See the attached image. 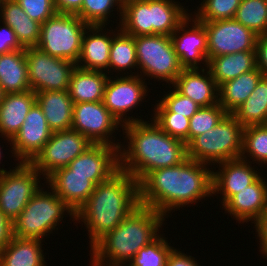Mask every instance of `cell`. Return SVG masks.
I'll use <instances>...</instances> for the list:
<instances>
[{
  "label": "cell",
  "mask_w": 267,
  "mask_h": 266,
  "mask_svg": "<svg viewBox=\"0 0 267 266\" xmlns=\"http://www.w3.org/2000/svg\"><path fill=\"white\" fill-rule=\"evenodd\" d=\"M209 166L187 158L176 166L149 172L139 182L140 205L150 207L168 219L175 209L213 197V170Z\"/></svg>",
  "instance_id": "1"
},
{
  "label": "cell",
  "mask_w": 267,
  "mask_h": 266,
  "mask_svg": "<svg viewBox=\"0 0 267 266\" xmlns=\"http://www.w3.org/2000/svg\"><path fill=\"white\" fill-rule=\"evenodd\" d=\"M150 119L121 127L127 144L120 145L119 166L138 182L153 170L176 166L188 158L187 145Z\"/></svg>",
  "instance_id": "2"
},
{
  "label": "cell",
  "mask_w": 267,
  "mask_h": 266,
  "mask_svg": "<svg viewBox=\"0 0 267 266\" xmlns=\"http://www.w3.org/2000/svg\"><path fill=\"white\" fill-rule=\"evenodd\" d=\"M139 205V182L119 169L95 186L88 200L75 212V221L85 225L92 247Z\"/></svg>",
  "instance_id": "3"
},
{
  "label": "cell",
  "mask_w": 267,
  "mask_h": 266,
  "mask_svg": "<svg viewBox=\"0 0 267 266\" xmlns=\"http://www.w3.org/2000/svg\"><path fill=\"white\" fill-rule=\"evenodd\" d=\"M165 219L156 210L139 205L90 248V263H129L141 248L160 235Z\"/></svg>",
  "instance_id": "4"
},
{
  "label": "cell",
  "mask_w": 267,
  "mask_h": 266,
  "mask_svg": "<svg viewBox=\"0 0 267 266\" xmlns=\"http://www.w3.org/2000/svg\"><path fill=\"white\" fill-rule=\"evenodd\" d=\"M51 191V192H50ZM42 187L29 200L20 215L13 221V235L20 238L44 240L53 230H58L64 214L75 221L72 210L56 193ZM49 233V234H48Z\"/></svg>",
  "instance_id": "5"
},
{
  "label": "cell",
  "mask_w": 267,
  "mask_h": 266,
  "mask_svg": "<svg viewBox=\"0 0 267 266\" xmlns=\"http://www.w3.org/2000/svg\"><path fill=\"white\" fill-rule=\"evenodd\" d=\"M244 127L227 113L217 125L187 145V157L208 165L240 158Z\"/></svg>",
  "instance_id": "6"
},
{
  "label": "cell",
  "mask_w": 267,
  "mask_h": 266,
  "mask_svg": "<svg viewBox=\"0 0 267 266\" xmlns=\"http://www.w3.org/2000/svg\"><path fill=\"white\" fill-rule=\"evenodd\" d=\"M138 71L144 76L165 81L172 85L183 71L170 36L145 35L135 36ZM140 69V70H139Z\"/></svg>",
  "instance_id": "7"
},
{
  "label": "cell",
  "mask_w": 267,
  "mask_h": 266,
  "mask_svg": "<svg viewBox=\"0 0 267 266\" xmlns=\"http://www.w3.org/2000/svg\"><path fill=\"white\" fill-rule=\"evenodd\" d=\"M88 26L77 15L57 13L41 24L36 47L52 57L70 60L76 64Z\"/></svg>",
  "instance_id": "8"
},
{
  "label": "cell",
  "mask_w": 267,
  "mask_h": 266,
  "mask_svg": "<svg viewBox=\"0 0 267 266\" xmlns=\"http://www.w3.org/2000/svg\"><path fill=\"white\" fill-rule=\"evenodd\" d=\"M40 178L41 174L26 162H18L0 174V210L12 222L42 187Z\"/></svg>",
  "instance_id": "9"
},
{
  "label": "cell",
  "mask_w": 267,
  "mask_h": 266,
  "mask_svg": "<svg viewBox=\"0 0 267 266\" xmlns=\"http://www.w3.org/2000/svg\"><path fill=\"white\" fill-rule=\"evenodd\" d=\"M93 143L74 129L53 132L49 141L29 162L46 179L60 168L68 166Z\"/></svg>",
  "instance_id": "10"
},
{
  "label": "cell",
  "mask_w": 267,
  "mask_h": 266,
  "mask_svg": "<svg viewBox=\"0 0 267 266\" xmlns=\"http://www.w3.org/2000/svg\"><path fill=\"white\" fill-rule=\"evenodd\" d=\"M27 72L33 92L68 90L76 64L52 57L37 47L25 48Z\"/></svg>",
  "instance_id": "11"
},
{
  "label": "cell",
  "mask_w": 267,
  "mask_h": 266,
  "mask_svg": "<svg viewBox=\"0 0 267 266\" xmlns=\"http://www.w3.org/2000/svg\"><path fill=\"white\" fill-rule=\"evenodd\" d=\"M146 83L145 79L139 75L119 77L117 75L114 78L109 76L105 85L103 103L122 126L144 121L141 117L135 118L134 116L133 118V115L130 117L127 114L138 108L141 102H146L143 101L149 92Z\"/></svg>",
  "instance_id": "12"
},
{
  "label": "cell",
  "mask_w": 267,
  "mask_h": 266,
  "mask_svg": "<svg viewBox=\"0 0 267 266\" xmlns=\"http://www.w3.org/2000/svg\"><path fill=\"white\" fill-rule=\"evenodd\" d=\"M120 126L122 127L120 122L110 113L103 101L74 103L72 129L84 135L93 144L120 148L122 142L114 140L112 135Z\"/></svg>",
  "instance_id": "13"
},
{
  "label": "cell",
  "mask_w": 267,
  "mask_h": 266,
  "mask_svg": "<svg viewBox=\"0 0 267 266\" xmlns=\"http://www.w3.org/2000/svg\"><path fill=\"white\" fill-rule=\"evenodd\" d=\"M207 59L242 51H255L256 35L235 19L204 21Z\"/></svg>",
  "instance_id": "14"
},
{
  "label": "cell",
  "mask_w": 267,
  "mask_h": 266,
  "mask_svg": "<svg viewBox=\"0 0 267 266\" xmlns=\"http://www.w3.org/2000/svg\"><path fill=\"white\" fill-rule=\"evenodd\" d=\"M192 14L191 12L170 36L175 53L184 69L205 68L208 63L207 32L204 24Z\"/></svg>",
  "instance_id": "15"
},
{
  "label": "cell",
  "mask_w": 267,
  "mask_h": 266,
  "mask_svg": "<svg viewBox=\"0 0 267 266\" xmlns=\"http://www.w3.org/2000/svg\"><path fill=\"white\" fill-rule=\"evenodd\" d=\"M52 133L36 102L26 115L19 132L11 140V156L16 158L15 161L29 163L49 141Z\"/></svg>",
  "instance_id": "16"
},
{
  "label": "cell",
  "mask_w": 267,
  "mask_h": 266,
  "mask_svg": "<svg viewBox=\"0 0 267 266\" xmlns=\"http://www.w3.org/2000/svg\"><path fill=\"white\" fill-rule=\"evenodd\" d=\"M67 167L68 174L89 176V180L97 185L120 169L119 148L107 144H93Z\"/></svg>",
  "instance_id": "17"
},
{
  "label": "cell",
  "mask_w": 267,
  "mask_h": 266,
  "mask_svg": "<svg viewBox=\"0 0 267 266\" xmlns=\"http://www.w3.org/2000/svg\"><path fill=\"white\" fill-rule=\"evenodd\" d=\"M242 158L223 161L212 171L213 195L221 194L223 206L233 195L251 185L263 172ZM219 165V166H218Z\"/></svg>",
  "instance_id": "18"
},
{
  "label": "cell",
  "mask_w": 267,
  "mask_h": 266,
  "mask_svg": "<svg viewBox=\"0 0 267 266\" xmlns=\"http://www.w3.org/2000/svg\"><path fill=\"white\" fill-rule=\"evenodd\" d=\"M261 174L251 185L233 195L222 210L238 223L253 224L267 210V180Z\"/></svg>",
  "instance_id": "19"
},
{
  "label": "cell",
  "mask_w": 267,
  "mask_h": 266,
  "mask_svg": "<svg viewBox=\"0 0 267 266\" xmlns=\"http://www.w3.org/2000/svg\"><path fill=\"white\" fill-rule=\"evenodd\" d=\"M111 31L103 25L87 27L82 38L81 52L76 63L77 67L109 73V54L112 42Z\"/></svg>",
  "instance_id": "20"
},
{
  "label": "cell",
  "mask_w": 267,
  "mask_h": 266,
  "mask_svg": "<svg viewBox=\"0 0 267 266\" xmlns=\"http://www.w3.org/2000/svg\"><path fill=\"white\" fill-rule=\"evenodd\" d=\"M172 86L201 107L219 103V87L207 67L183 69Z\"/></svg>",
  "instance_id": "21"
},
{
  "label": "cell",
  "mask_w": 267,
  "mask_h": 266,
  "mask_svg": "<svg viewBox=\"0 0 267 266\" xmlns=\"http://www.w3.org/2000/svg\"><path fill=\"white\" fill-rule=\"evenodd\" d=\"M45 180L46 187L52 189L75 212L88 200L96 186L89 176L68 174L67 166L56 170Z\"/></svg>",
  "instance_id": "22"
},
{
  "label": "cell",
  "mask_w": 267,
  "mask_h": 266,
  "mask_svg": "<svg viewBox=\"0 0 267 266\" xmlns=\"http://www.w3.org/2000/svg\"><path fill=\"white\" fill-rule=\"evenodd\" d=\"M35 103L36 93L32 90L4 95L0 103V136L9 144L19 132L26 115Z\"/></svg>",
  "instance_id": "23"
},
{
  "label": "cell",
  "mask_w": 267,
  "mask_h": 266,
  "mask_svg": "<svg viewBox=\"0 0 267 266\" xmlns=\"http://www.w3.org/2000/svg\"><path fill=\"white\" fill-rule=\"evenodd\" d=\"M36 102L41 107L52 132L72 128L74 103L68 90L36 92Z\"/></svg>",
  "instance_id": "24"
},
{
  "label": "cell",
  "mask_w": 267,
  "mask_h": 266,
  "mask_svg": "<svg viewBox=\"0 0 267 266\" xmlns=\"http://www.w3.org/2000/svg\"><path fill=\"white\" fill-rule=\"evenodd\" d=\"M0 23L13 29L23 48L36 47L40 38L41 24L31 19L16 0H1Z\"/></svg>",
  "instance_id": "25"
},
{
  "label": "cell",
  "mask_w": 267,
  "mask_h": 266,
  "mask_svg": "<svg viewBox=\"0 0 267 266\" xmlns=\"http://www.w3.org/2000/svg\"><path fill=\"white\" fill-rule=\"evenodd\" d=\"M102 71L75 67L69 83V95L73 103L101 102L109 76Z\"/></svg>",
  "instance_id": "26"
},
{
  "label": "cell",
  "mask_w": 267,
  "mask_h": 266,
  "mask_svg": "<svg viewBox=\"0 0 267 266\" xmlns=\"http://www.w3.org/2000/svg\"><path fill=\"white\" fill-rule=\"evenodd\" d=\"M256 51H242L208 60L207 68L218 87L256 68Z\"/></svg>",
  "instance_id": "27"
},
{
  "label": "cell",
  "mask_w": 267,
  "mask_h": 266,
  "mask_svg": "<svg viewBox=\"0 0 267 266\" xmlns=\"http://www.w3.org/2000/svg\"><path fill=\"white\" fill-rule=\"evenodd\" d=\"M0 86L5 94L31 90L25 48L0 55Z\"/></svg>",
  "instance_id": "28"
},
{
  "label": "cell",
  "mask_w": 267,
  "mask_h": 266,
  "mask_svg": "<svg viewBox=\"0 0 267 266\" xmlns=\"http://www.w3.org/2000/svg\"><path fill=\"white\" fill-rule=\"evenodd\" d=\"M42 243V240L14 236L0 252V266H47Z\"/></svg>",
  "instance_id": "29"
},
{
  "label": "cell",
  "mask_w": 267,
  "mask_h": 266,
  "mask_svg": "<svg viewBox=\"0 0 267 266\" xmlns=\"http://www.w3.org/2000/svg\"><path fill=\"white\" fill-rule=\"evenodd\" d=\"M263 76V73L256 67L254 70L221 84L218 90L219 104L227 113L232 114L249 98Z\"/></svg>",
  "instance_id": "30"
},
{
  "label": "cell",
  "mask_w": 267,
  "mask_h": 266,
  "mask_svg": "<svg viewBox=\"0 0 267 266\" xmlns=\"http://www.w3.org/2000/svg\"><path fill=\"white\" fill-rule=\"evenodd\" d=\"M185 6L175 0H150V25L152 35L171 36L190 15Z\"/></svg>",
  "instance_id": "31"
},
{
  "label": "cell",
  "mask_w": 267,
  "mask_h": 266,
  "mask_svg": "<svg viewBox=\"0 0 267 266\" xmlns=\"http://www.w3.org/2000/svg\"><path fill=\"white\" fill-rule=\"evenodd\" d=\"M135 68L138 69L135 37L124 33L120 28L112 30L109 73L117 72L116 74L121 75L120 73L123 74L125 71L126 75H138L131 71L132 69L135 71ZM127 70H130V73Z\"/></svg>",
  "instance_id": "32"
},
{
  "label": "cell",
  "mask_w": 267,
  "mask_h": 266,
  "mask_svg": "<svg viewBox=\"0 0 267 266\" xmlns=\"http://www.w3.org/2000/svg\"><path fill=\"white\" fill-rule=\"evenodd\" d=\"M232 115L243 127L267 124V76H263L256 88Z\"/></svg>",
  "instance_id": "33"
},
{
  "label": "cell",
  "mask_w": 267,
  "mask_h": 266,
  "mask_svg": "<svg viewBox=\"0 0 267 266\" xmlns=\"http://www.w3.org/2000/svg\"><path fill=\"white\" fill-rule=\"evenodd\" d=\"M118 28L131 36L152 35L150 25V0H131L122 6Z\"/></svg>",
  "instance_id": "34"
},
{
  "label": "cell",
  "mask_w": 267,
  "mask_h": 266,
  "mask_svg": "<svg viewBox=\"0 0 267 266\" xmlns=\"http://www.w3.org/2000/svg\"><path fill=\"white\" fill-rule=\"evenodd\" d=\"M240 158L251 163L255 161L253 164L258 163V166L265 168L267 164V124L244 127Z\"/></svg>",
  "instance_id": "35"
},
{
  "label": "cell",
  "mask_w": 267,
  "mask_h": 266,
  "mask_svg": "<svg viewBox=\"0 0 267 266\" xmlns=\"http://www.w3.org/2000/svg\"><path fill=\"white\" fill-rule=\"evenodd\" d=\"M234 19L256 35H267V0H242Z\"/></svg>",
  "instance_id": "36"
},
{
  "label": "cell",
  "mask_w": 267,
  "mask_h": 266,
  "mask_svg": "<svg viewBox=\"0 0 267 266\" xmlns=\"http://www.w3.org/2000/svg\"><path fill=\"white\" fill-rule=\"evenodd\" d=\"M122 6L119 0H83L81 10L76 15L89 26H107L111 12L117 10L119 18H122Z\"/></svg>",
  "instance_id": "37"
},
{
  "label": "cell",
  "mask_w": 267,
  "mask_h": 266,
  "mask_svg": "<svg viewBox=\"0 0 267 266\" xmlns=\"http://www.w3.org/2000/svg\"><path fill=\"white\" fill-rule=\"evenodd\" d=\"M173 248L166 237L160 234L151 243L141 248L128 264L130 266H166Z\"/></svg>",
  "instance_id": "38"
},
{
  "label": "cell",
  "mask_w": 267,
  "mask_h": 266,
  "mask_svg": "<svg viewBox=\"0 0 267 266\" xmlns=\"http://www.w3.org/2000/svg\"><path fill=\"white\" fill-rule=\"evenodd\" d=\"M226 114L227 112L219 103L208 107H200L189 121L188 144L196 136L214 128Z\"/></svg>",
  "instance_id": "39"
},
{
  "label": "cell",
  "mask_w": 267,
  "mask_h": 266,
  "mask_svg": "<svg viewBox=\"0 0 267 266\" xmlns=\"http://www.w3.org/2000/svg\"><path fill=\"white\" fill-rule=\"evenodd\" d=\"M241 1L203 0L194 15L199 22L234 19Z\"/></svg>",
  "instance_id": "40"
},
{
  "label": "cell",
  "mask_w": 267,
  "mask_h": 266,
  "mask_svg": "<svg viewBox=\"0 0 267 266\" xmlns=\"http://www.w3.org/2000/svg\"><path fill=\"white\" fill-rule=\"evenodd\" d=\"M169 88L172 90L164 93L162 100L156 101L158 103L154 105L153 112H174L176 115L191 118L200 109V105L179 93L173 86Z\"/></svg>",
  "instance_id": "41"
},
{
  "label": "cell",
  "mask_w": 267,
  "mask_h": 266,
  "mask_svg": "<svg viewBox=\"0 0 267 266\" xmlns=\"http://www.w3.org/2000/svg\"><path fill=\"white\" fill-rule=\"evenodd\" d=\"M151 117L164 132L188 145L190 118L176 115L174 112H153Z\"/></svg>",
  "instance_id": "42"
},
{
  "label": "cell",
  "mask_w": 267,
  "mask_h": 266,
  "mask_svg": "<svg viewBox=\"0 0 267 266\" xmlns=\"http://www.w3.org/2000/svg\"><path fill=\"white\" fill-rule=\"evenodd\" d=\"M16 2L31 19L40 24L58 13L54 0H16Z\"/></svg>",
  "instance_id": "43"
},
{
  "label": "cell",
  "mask_w": 267,
  "mask_h": 266,
  "mask_svg": "<svg viewBox=\"0 0 267 266\" xmlns=\"http://www.w3.org/2000/svg\"><path fill=\"white\" fill-rule=\"evenodd\" d=\"M0 27V54H7L16 50L24 49L17 40L13 29L2 22Z\"/></svg>",
  "instance_id": "44"
},
{
  "label": "cell",
  "mask_w": 267,
  "mask_h": 266,
  "mask_svg": "<svg viewBox=\"0 0 267 266\" xmlns=\"http://www.w3.org/2000/svg\"><path fill=\"white\" fill-rule=\"evenodd\" d=\"M256 66L267 76V35H261L256 40Z\"/></svg>",
  "instance_id": "45"
},
{
  "label": "cell",
  "mask_w": 267,
  "mask_h": 266,
  "mask_svg": "<svg viewBox=\"0 0 267 266\" xmlns=\"http://www.w3.org/2000/svg\"><path fill=\"white\" fill-rule=\"evenodd\" d=\"M13 222L0 210V252L12 241Z\"/></svg>",
  "instance_id": "46"
},
{
  "label": "cell",
  "mask_w": 267,
  "mask_h": 266,
  "mask_svg": "<svg viewBox=\"0 0 267 266\" xmlns=\"http://www.w3.org/2000/svg\"><path fill=\"white\" fill-rule=\"evenodd\" d=\"M197 261L193 256L173 248L168 256L166 266H201Z\"/></svg>",
  "instance_id": "47"
},
{
  "label": "cell",
  "mask_w": 267,
  "mask_h": 266,
  "mask_svg": "<svg viewBox=\"0 0 267 266\" xmlns=\"http://www.w3.org/2000/svg\"><path fill=\"white\" fill-rule=\"evenodd\" d=\"M254 227L260 240L259 251L267 259V210L254 222Z\"/></svg>",
  "instance_id": "48"
},
{
  "label": "cell",
  "mask_w": 267,
  "mask_h": 266,
  "mask_svg": "<svg viewBox=\"0 0 267 266\" xmlns=\"http://www.w3.org/2000/svg\"><path fill=\"white\" fill-rule=\"evenodd\" d=\"M54 3L59 14L76 15L81 10L83 0H54Z\"/></svg>",
  "instance_id": "49"
},
{
  "label": "cell",
  "mask_w": 267,
  "mask_h": 266,
  "mask_svg": "<svg viewBox=\"0 0 267 266\" xmlns=\"http://www.w3.org/2000/svg\"><path fill=\"white\" fill-rule=\"evenodd\" d=\"M90 266H130L128 263H90Z\"/></svg>",
  "instance_id": "50"
},
{
  "label": "cell",
  "mask_w": 267,
  "mask_h": 266,
  "mask_svg": "<svg viewBox=\"0 0 267 266\" xmlns=\"http://www.w3.org/2000/svg\"><path fill=\"white\" fill-rule=\"evenodd\" d=\"M0 146H1V145H0ZM3 147H4V146H2V148L0 147V164H1V161H2L1 158H2V154H3V152H1V149H3ZM5 169H6V168H4V169L2 168V169H1V167H0V174L6 172L7 170H5Z\"/></svg>",
  "instance_id": "51"
},
{
  "label": "cell",
  "mask_w": 267,
  "mask_h": 266,
  "mask_svg": "<svg viewBox=\"0 0 267 266\" xmlns=\"http://www.w3.org/2000/svg\"><path fill=\"white\" fill-rule=\"evenodd\" d=\"M4 95H5V93H4L3 89H2V87L0 86V103L2 102V100L4 98Z\"/></svg>",
  "instance_id": "52"
},
{
  "label": "cell",
  "mask_w": 267,
  "mask_h": 266,
  "mask_svg": "<svg viewBox=\"0 0 267 266\" xmlns=\"http://www.w3.org/2000/svg\"><path fill=\"white\" fill-rule=\"evenodd\" d=\"M121 3H122V5L124 4V3H126V2H128V1H131V0H119Z\"/></svg>",
  "instance_id": "53"
}]
</instances>
